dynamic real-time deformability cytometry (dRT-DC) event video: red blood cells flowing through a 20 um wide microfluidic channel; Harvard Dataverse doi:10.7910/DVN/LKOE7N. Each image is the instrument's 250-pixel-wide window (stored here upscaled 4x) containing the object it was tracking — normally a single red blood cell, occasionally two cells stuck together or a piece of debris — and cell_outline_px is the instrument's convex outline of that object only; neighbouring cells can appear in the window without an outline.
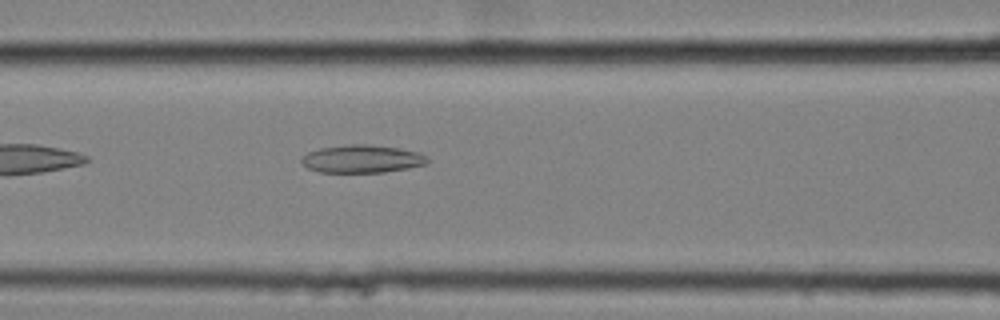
{"species": "common noctule bat (a hibernating species)", "species_latin": "Nyctalus noctula", "temperature_condition": "cold", "stored_images_in_passage": 38, "camera_frame_rate_fps": 3000, "um_per_image_px": 0.085, "animal": {"sex": "female", "body_mass_g": 25.1}, "frame": {"image": 1, "passage_image": 6, "time_ms": 1.667, "image_size_px": [1000, 320], "cell_outline_px": [[428, 164], [408, 168], [384, 172], [320, 172], [308, 168], [300, 160], [308, 152], [320, 148], [352, 144], [368, 144], [400, 148], [420, 152], [428, 156]], "centroid_in_image_um": [30.83, 13.5], "position_along_channel_um": 135.8, "area_um2": 20.46}}
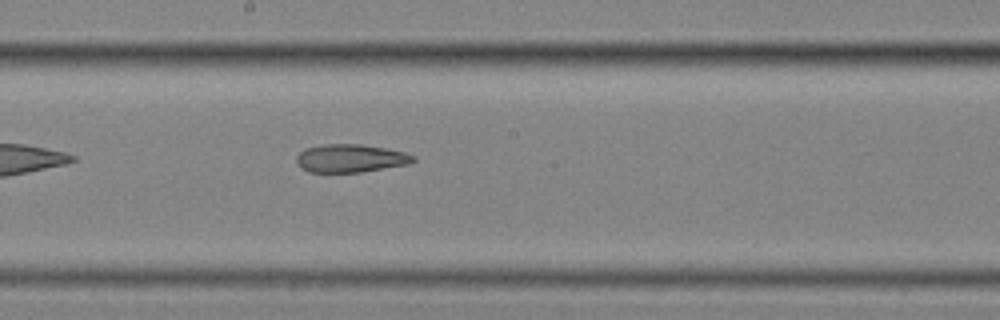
{"frame": {"image": 2, "passage_image": 13, "time_ms": 4.0, "image_size_px": [1000, 320], "cell_outline_px": [[416, 160], [408, 164], [360, 172], [308, 172], [300, 168], [296, 164], [296, 156], [300, 152], [308, 148], [328, 144], [360, 144], [384, 148], [404, 152], [416, 156]], "centroid_in_image_um": [29.78, 13.46], "position_along_channel_um": 218.4, "area_um2": 19.02}}
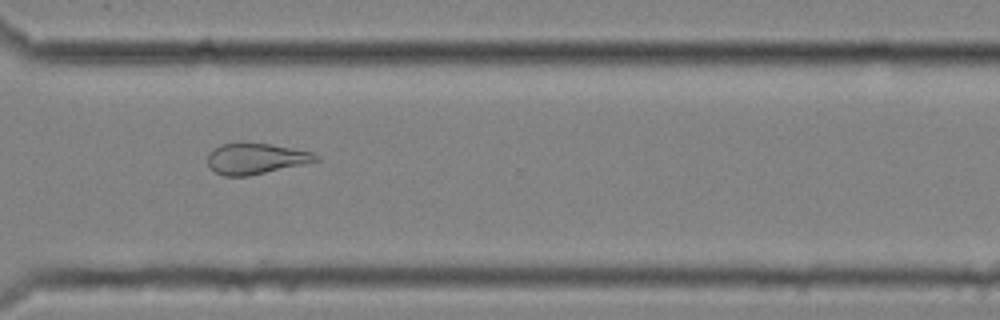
{"frame": {"image": 3, "passage_image": 24, "time_ms": 7.667, "image_size_px": [1000, 320], "cell_outline_px": [[320, 160], [304, 164], [248, 176], [224, 176], [216, 172], [208, 164], [208, 152], [212, 148], [220, 144], [272, 144], [312, 152], [320, 156]], "centroid_in_image_um": [21.75, 13.49], "position_along_channel_um": 348.8, "area_um2": 19.25}}